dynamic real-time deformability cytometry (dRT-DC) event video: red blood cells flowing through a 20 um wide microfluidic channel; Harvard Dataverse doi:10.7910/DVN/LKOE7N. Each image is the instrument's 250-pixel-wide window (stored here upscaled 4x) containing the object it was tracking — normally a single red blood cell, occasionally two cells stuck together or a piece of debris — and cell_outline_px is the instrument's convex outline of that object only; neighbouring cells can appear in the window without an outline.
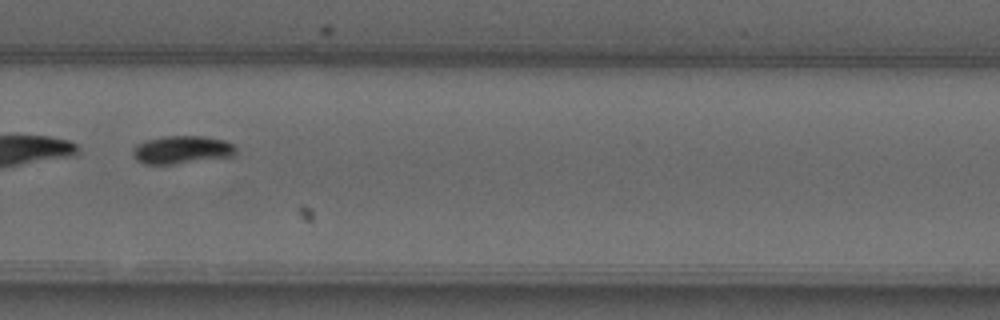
{"species": "common noctule bat (a hibernating species)", "species_latin": "Nyctalus noctula", "temperature_condition": "warm", "stored_images_in_passage": 31, "camera_frame_rate_fps": 3000, "um_per_image_px": 0.085, "animal": {"sex": "male", "forearm_length_mm": 52.5}, "frame": {"image": 1, "passage_image": 26, "time_ms": 8.333, "image_size_px": [1000, 320], "cell_outline_px": [[236, 156], [172, 164], [144, 164], [136, 160], [132, 156], [132, 148], [136, 144], [148, 140], [164, 136], [204, 136], [224, 140], [232, 144], [236, 148]], "centroid_in_image_um": [15.45, 12.73], "position_along_channel_um": 314.4, "area_um2": 16.94}}